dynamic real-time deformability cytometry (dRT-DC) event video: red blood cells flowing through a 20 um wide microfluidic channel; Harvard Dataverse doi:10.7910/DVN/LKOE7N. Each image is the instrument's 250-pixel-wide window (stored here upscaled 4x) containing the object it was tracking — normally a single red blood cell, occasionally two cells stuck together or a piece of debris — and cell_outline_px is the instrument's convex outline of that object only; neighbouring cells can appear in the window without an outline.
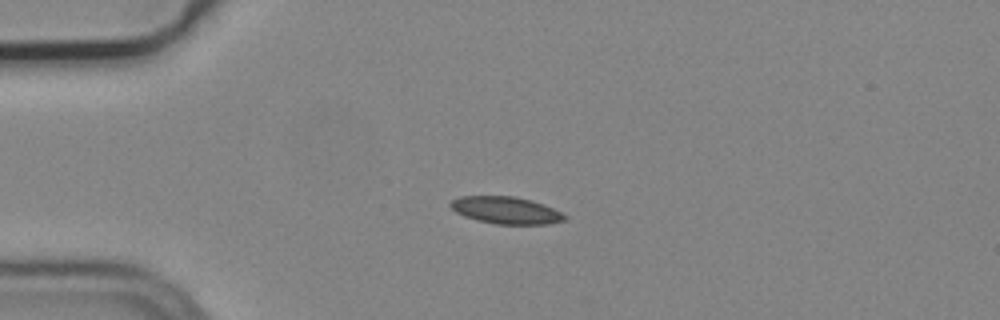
{"species": "common noctule bat (a hibernating species)", "species_latin": "Nyctalus noctula", "temperature_condition": "cold", "stored_images_in_passage": 7, "camera_frame_rate_fps": 3000, "um_per_image_px": 0.085, "animal": {"sex": "male", "body_mass_g": 19.2, "forearm_length_mm": 51.8}, "frame": {"image": 1, "passage_image": 4, "time_ms": 1.0, "image_size_px": [1000, 320], "cell_outline_px": [[564, 220], [548, 224], [496, 224], [476, 220], [464, 216], [456, 212], [448, 204], [452, 200], [460, 196], [516, 196], [552, 208], [560, 212], [564, 216]], "centroid_in_image_um": [42.93, 17.87], "position_along_channel_um": 42.1, "area_um2": 17.74}}
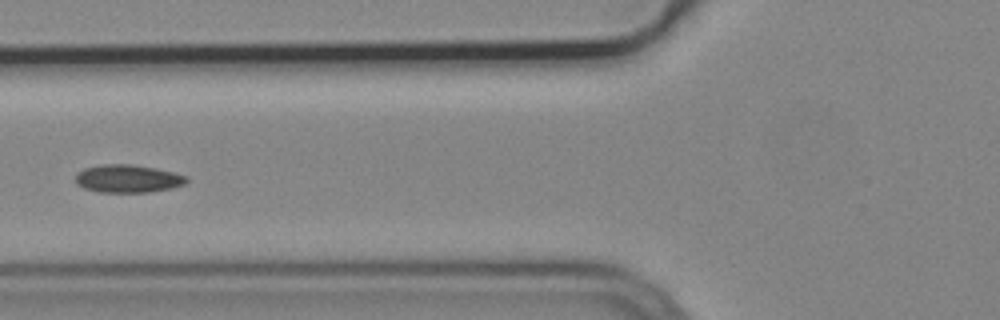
{"frame": {"image": 2, "passage_image": 6, "time_ms": 1.667, "image_size_px": [1000, 320], "cell_outline_px": [[188, 180], [184, 184], [172, 188], [148, 192], [100, 192], [84, 188], [76, 184], [76, 172], [84, 168], [100, 164], [132, 164], [156, 168], [188, 176]], "centroid_in_image_um": [10.85, 15.18], "position_along_channel_um": 115.0, "area_um2": 18.15}}
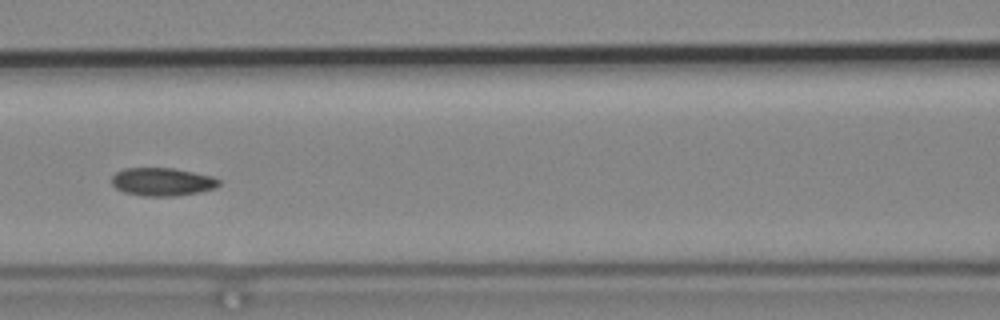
{"frame": {"image": 3, "passage_image": 7, "time_ms": 2.0, "image_size_px": [1000, 320], "cell_outline_px": [[220, 184], [216, 188], [200, 192], [176, 196], [144, 196], [124, 192], [116, 188], [112, 184], [112, 176], [116, 172], [124, 168], [176, 168], [212, 176], [220, 180]], "centroid_in_image_um": [13.81, 15.45], "position_along_channel_um": 152.8, "area_um2": 17.69}}